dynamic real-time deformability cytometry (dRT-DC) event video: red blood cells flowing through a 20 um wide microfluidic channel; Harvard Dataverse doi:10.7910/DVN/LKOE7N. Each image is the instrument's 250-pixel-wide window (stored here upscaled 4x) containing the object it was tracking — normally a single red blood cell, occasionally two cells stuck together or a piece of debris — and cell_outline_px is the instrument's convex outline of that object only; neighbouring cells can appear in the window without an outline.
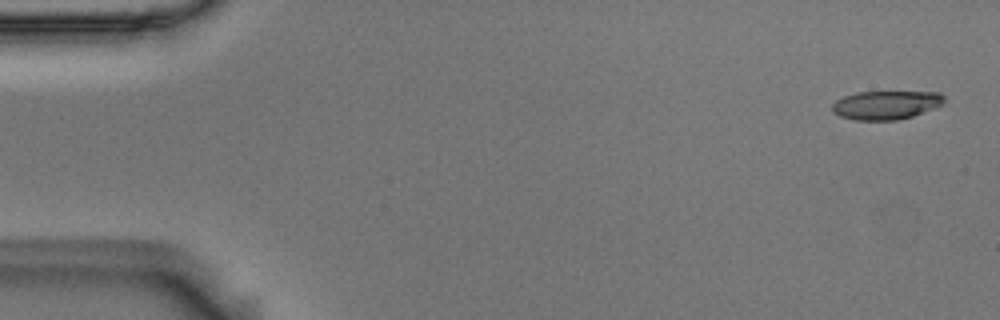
{"species": "Egyptian fruit bat (a non-hibernating species)", "species_latin": "Rousettus aegyptiacus", "temperature_condition": "room temperature", "stored_images_in_passage": 4, "camera_frame_rate_fps": 3000, "um_per_image_px": 0.085, "animal": {"sex": "male"}, "frame": {"image": 1, "passage_image": 1, "time_ms": 0.0, "image_size_px": [1000, 320], "cell_outline_px": [[944, 104], [912, 116], [896, 120], [852, 120], [840, 116], [832, 112], [832, 104], [836, 100], [844, 96], [856, 92], [940, 92], [944, 96]], "centroid_in_image_um": [75.29, 8.92], "position_along_channel_um": 9.7, "area_um2": 18.73}}
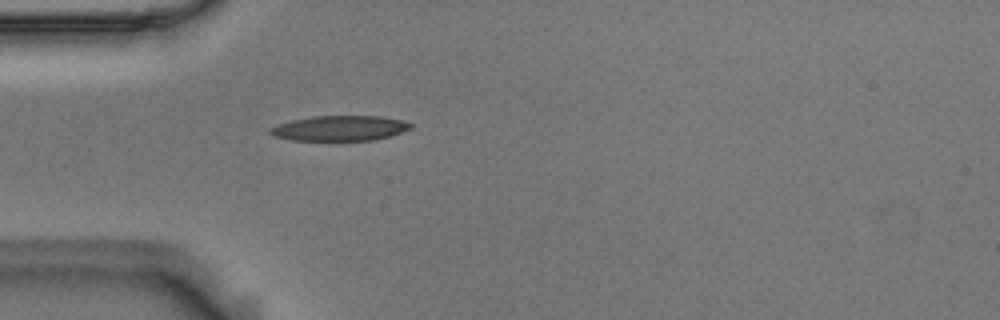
{"frame": {"image": 2, "passage_image": 4, "time_ms": 1.0, "image_size_px": [1000, 320], "cell_outline_px": [[412, 128], [388, 136], [372, 140], [292, 140], [272, 136], [268, 132], [268, 128], [280, 124], [312, 116], [376, 116], [404, 120], [412, 124]], "centroid_in_image_um": [28.86, 10.9], "position_along_channel_um": 56.1, "area_um2": 20.35}}